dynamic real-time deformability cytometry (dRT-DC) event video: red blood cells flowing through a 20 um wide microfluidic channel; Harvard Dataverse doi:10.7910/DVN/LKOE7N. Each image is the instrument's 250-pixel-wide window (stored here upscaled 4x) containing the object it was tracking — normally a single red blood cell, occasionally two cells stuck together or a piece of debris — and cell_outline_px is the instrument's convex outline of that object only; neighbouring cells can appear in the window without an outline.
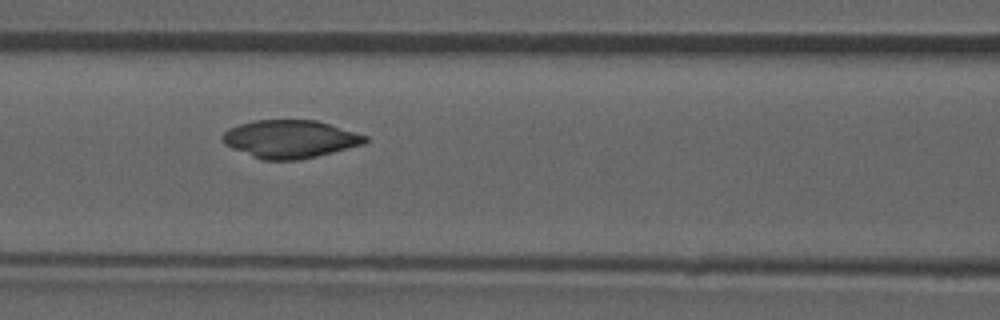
{"species": "common noctule bat (a hibernating species)", "species_latin": "Nyctalus noctula", "temperature_condition": "room temperature", "stored_images_in_passage": 51, "camera_frame_rate_fps": 3000, "um_per_image_px": 0.085, "animal": {"sex": "male", "forearm_length_mm": 52.5}, "frame": {"image": 1, "passage_image": 22, "time_ms": 7.0, "image_size_px": [1000, 320], "cell_outline_px": [[368, 140], [364, 144], [300, 160], [264, 160], [252, 156], [232, 148], [224, 144], [220, 140], [220, 136], [228, 128], [240, 124], [256, 120], [316, 120], [368, 136]], "centroid_in_image_um": [24.62, 11.82], "position_along_channel_um": 142.0, "area_um2": 31.44}}